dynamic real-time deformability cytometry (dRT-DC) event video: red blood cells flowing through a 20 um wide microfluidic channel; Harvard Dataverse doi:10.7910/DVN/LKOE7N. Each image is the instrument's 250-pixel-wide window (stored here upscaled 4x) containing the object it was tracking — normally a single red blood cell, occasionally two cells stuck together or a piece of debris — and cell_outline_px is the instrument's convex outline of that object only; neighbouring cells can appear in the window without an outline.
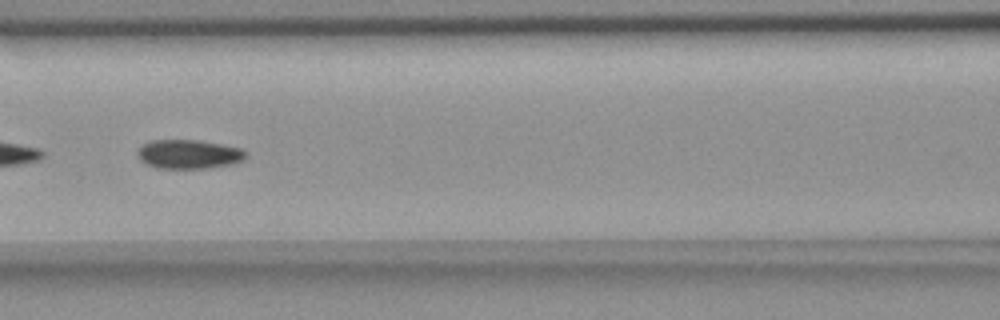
{"species": "common noctule bat (a hibernating species)", "species_latin": "Nyctalus noctula", "temperature_condition": "room temperature", "stored_images_in_passage": 41, "camera_frame_rate_fps": 3000, "um_per_image_px": 0.085, "animal": {"sex": "female", "body_mass_g": 18.4}, "frame": {"image": 1, "passage_image": 24, "time_ms": 7.667, "image_size_px": [1000, 320], "cell_outline_px": [[248, 156], [244, 160], [232, 164], [208, 168], [156, 168], [140, 160], [136, 156], [136, 152], [148, 140], [200, 140], [240, 148], [248, 152]], "centroid_in_image_um": [16.06, 13.1], "position_along_channel_um": 150.5, "area_um2": 18.5}}